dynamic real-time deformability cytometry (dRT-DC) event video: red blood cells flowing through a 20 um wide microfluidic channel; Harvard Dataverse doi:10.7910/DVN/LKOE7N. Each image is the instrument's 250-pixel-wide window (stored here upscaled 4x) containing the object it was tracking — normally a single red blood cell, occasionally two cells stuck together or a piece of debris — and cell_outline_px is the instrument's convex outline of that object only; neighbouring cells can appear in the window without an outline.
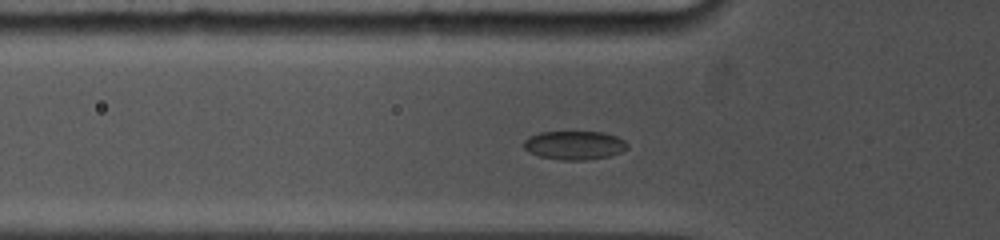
{"species": "common noctule bat (a hibernating species)", "species_latin": "Nyctalus noctula", "temperature_condition": "cold", "stored_images_in_passage": 44, "camera_frame_rate_fps": 5000, "um_per_image_px": 0.085, "animal": {"sex": "female", "body_mass_g": 19.0, "forearm_length_mm": 53.3}, "frame": {"image": 1, "passage_image": 12, "time_ms": 4.4, "image_size_px": [1000, 240], "cell_outline_px": [[628, 148], [620, 152], [608, 156], [588, 160], [560, 160], [540, 156], [528, 152], [524, 148], [524, 140], [528, 136], [540, 132], [604, 132], [616, 136], [624, 140], [628, 144]], "centroid_in_image_um": [48.81, 12.34], "position_along_channel_um": 77.0, "area_um2": 17.4}}
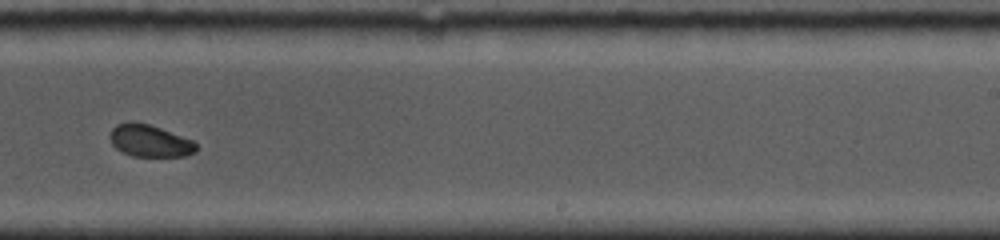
{"frame": {"image": 2, "passage_image": 27, "time_ms": 9.6, "image_size_px": [1000, 240], "cell_outline_px": [[200, 148], [196, 152], [188, 156], [132, 156], [116, 148], [112, 144], [108, 136], [112, 128], [116, 124], [132, 120], [136, 120], [160, 128], [192, 140]], "centroid_in_image_um": [12.72, 11.96], "position_along_channel_um": 276.3, "area_um2": 16.36}}
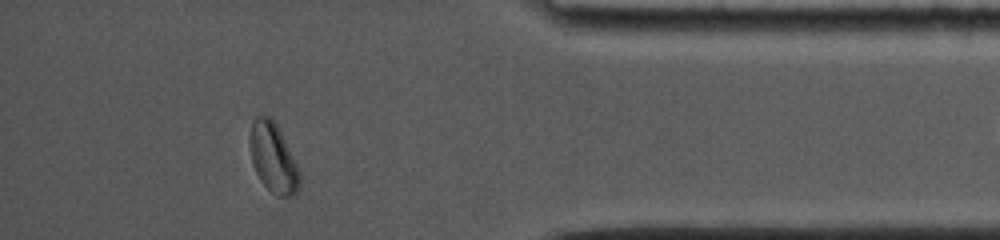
{"frame": {"image": 3, "passage_image": 39, "time_ms": 13.6, "image_size_px": [1000, 240], "cell_outline_px": [[300, 188], [292, 196], [276, 196], [260, 180], [252, 164], [248, 144], [248, 136], [252, 120], [256, 116], [272, 116], [300, 172]], "centroid_in_image_um": [23.18, 13.4], "position_along_channel_um": 412.0, "area_um2": 20.23}, "authors_computed_cell_mechanics": {"area_um2": 17.2244, "velocity_mm_per_s": 3.8294, "shape_relaxation_time_tau1_ms": 1.9771, "shape_relaxation_time_tau2_ms": null, "deformation_change_tau1": 0.0757, "deformation_change_tau2": null}}